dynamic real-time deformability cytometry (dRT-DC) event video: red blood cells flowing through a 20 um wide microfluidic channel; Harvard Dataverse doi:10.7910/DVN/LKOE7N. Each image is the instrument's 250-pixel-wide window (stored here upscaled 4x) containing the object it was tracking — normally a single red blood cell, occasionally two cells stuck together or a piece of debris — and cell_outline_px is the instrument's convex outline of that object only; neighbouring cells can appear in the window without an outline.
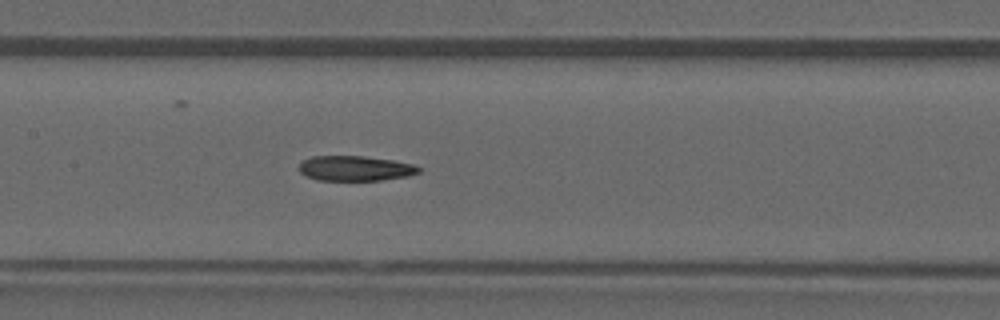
{"species": "common noctule bat (a hibernating species)", "species_latin": "Nyctalus noctula", "temperature_condition": "warm", "stored_images_in_passage": 41, "camera_frame_rate_fps": 3000, "um_per_image_px": 0.085, "animal": {"sex": "male", "forearm_length_mm": 52.5}, "frame": {"image": 1, "passage_image": 18, "time_ms": 5.667, "image_size_px": [1000, 320], "cell_outline_px": [[420, 172], [408, 176], [380, 180], [316, 180], [304, 176], [300, 172], [300, 164], [304, 160], [312, 156], [364, 156], [392, 160], [412, 164], [420, 168]], "centroid_in_image_um": [30.17, 14.31], "position_along_channel_um": 177.2, "area_um2": 17.4}}